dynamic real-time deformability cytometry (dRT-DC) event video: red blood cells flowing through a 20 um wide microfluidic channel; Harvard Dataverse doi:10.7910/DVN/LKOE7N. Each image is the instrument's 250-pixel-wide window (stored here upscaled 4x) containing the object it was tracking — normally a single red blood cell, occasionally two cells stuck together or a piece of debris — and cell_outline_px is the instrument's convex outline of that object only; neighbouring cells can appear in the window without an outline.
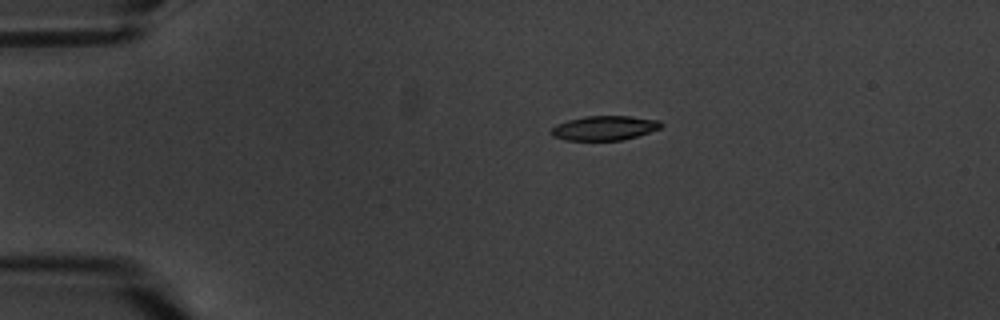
{"species": "common noctule bat (a hibernating species)", "species_latin": "Nyctalus noctula", "temperature_condition": "warm", "stored_images_in_passage": 10, "camera_frame_rate_fps": 3000, "um_per_image_px": 0.085, "animal": {"sex": "male", "body_mass_g": 20.1, "forearm_length_mm": 53.5}, "frame": {"image": 1, "passage_image": 4, "time_ms": 3.333, "image_size_px": [1000, 320], "cell_outline_px": [[664, 124], [660, 128], [636, 136], [620, 140], [564, 140], [552, 136], [548, 132], [556, 124], [568, 120], [584, 116], [628, 116], [660, 120]], "centroid_in_image_um": [51.33, 10.87], "position_along_channel_um": 33.7, "area_um2": 15.66}}
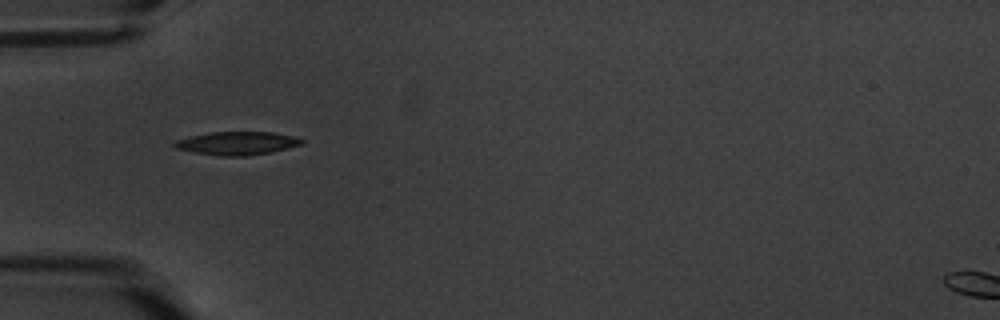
{"frame": {"image": 2, "passage_image": 6, "time_ms": 5.667, "image_size_px": [1000, 320], "cell_outline_px": [[304, 144], [272, 152], [244, 156], [220, 156], [196, 152], [176, 148], [172, 144], [176, 140], [188, 136], [208, 132], [272, 132], [292, 136], [304, 140]], "centroid_in_image_um": [20.15, 12.17], "position_along_channel_um": 64.8, "area_um2": 17.22}}